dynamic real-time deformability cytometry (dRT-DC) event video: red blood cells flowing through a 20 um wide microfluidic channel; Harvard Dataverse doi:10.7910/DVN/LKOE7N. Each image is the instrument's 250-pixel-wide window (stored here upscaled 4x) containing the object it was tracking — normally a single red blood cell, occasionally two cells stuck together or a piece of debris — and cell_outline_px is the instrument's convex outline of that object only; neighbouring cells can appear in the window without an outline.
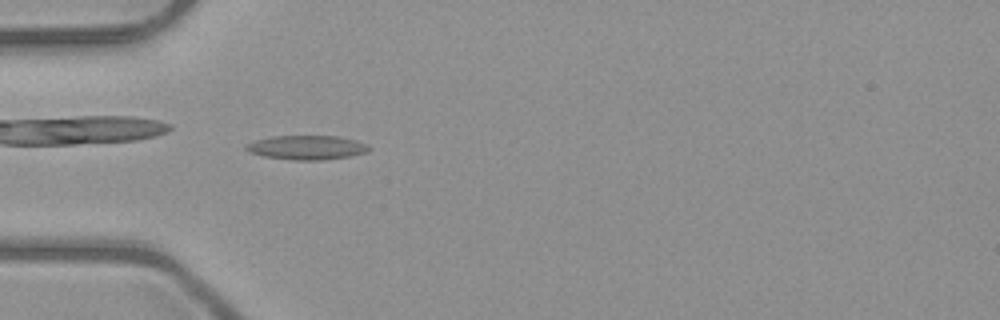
{"species": "common noctule bat (a hibernating species)", "species_latin": "Nyctalus noctula", "temperature_condition": "room temperature", "stored_images_in_passage": 38, "camera_frame_rate_fps": 3000, "um_per_image_px": 0.085, "animal": {"sex": "male", "body_mass_g": 23.1, "forearm_length_mm": 52.7}, "frame": {"image": 1, "passage_image": 10, "time_ms": 3.0, "image_size_px": [1000, 320], "cell_outline_px": [[372, 148], [368, 152], [348, 156], [320, 160], [292, 160], [264, 156], [248, 152], [244, 148], [248, 144], [256, 140], [272, 136], [340, 136], [356, 140], [368, 144]], "centroid_in_image_um": [26.11, 12.53], "position_along_channel_um": 58.9, "area_um2": 17.34}}
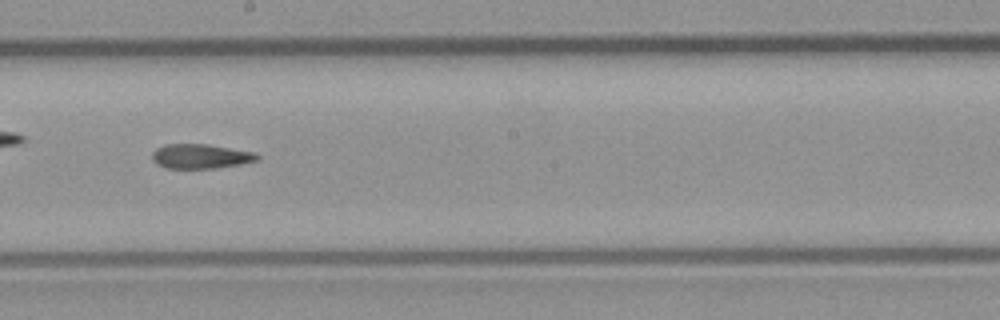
{"frame": {"image": 2, "passage_image": 23, "time_ms": 7.333, "image_size_px": [1000, 320], "cell_outline_px": [[260, 160], [240, 164], [216, 168], [164, 168], [156, 164], [152, 160], [152, 152], [156, 148], [168, 144], [208, 144], [256, 152], [260, 156]], "centroid_in_image_um": [17.07, 13.28], "position_along_channel_um": 231.1, "area_um2": 15.2}}
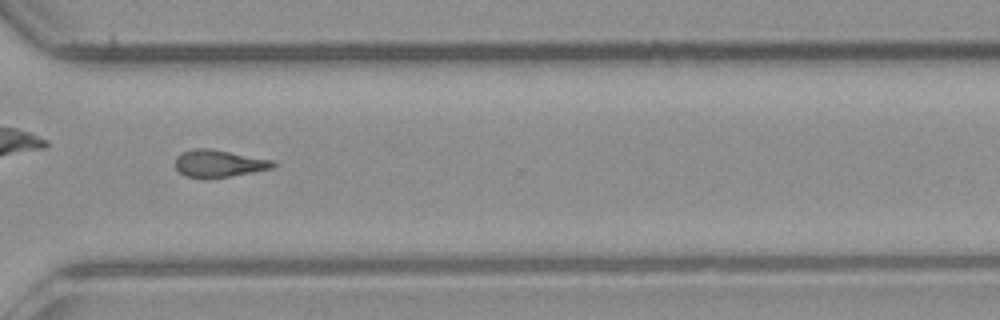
{"frame": {"image": 3, "passage_image": 32, "time_ms": 10.333, "image_size_px": [1000, 320], "cell_outline_px": [[276, 168], [232, 176], [208, 180], [200, 180], [184, 176], [176, 168], [176, 156], [184, 152], [196, 148], [208, 148], [272, 160], [276, 164]], "centroid_in_image_um": [18.59, 13.94], "position_along_channel_um": 352.0, "area_um2": 15.84}, "authors_computed_cell_mechanics": {"area_um2": 15.7505, "velocity_mm_per_s": 4.0371, "shape_relaxation_time_tau1_ms": null, "shape_relaxation_time_tau2_ms": 5.8745, "deformation_change_tau1": null, "deformation_change_tau2": 0.1472}}